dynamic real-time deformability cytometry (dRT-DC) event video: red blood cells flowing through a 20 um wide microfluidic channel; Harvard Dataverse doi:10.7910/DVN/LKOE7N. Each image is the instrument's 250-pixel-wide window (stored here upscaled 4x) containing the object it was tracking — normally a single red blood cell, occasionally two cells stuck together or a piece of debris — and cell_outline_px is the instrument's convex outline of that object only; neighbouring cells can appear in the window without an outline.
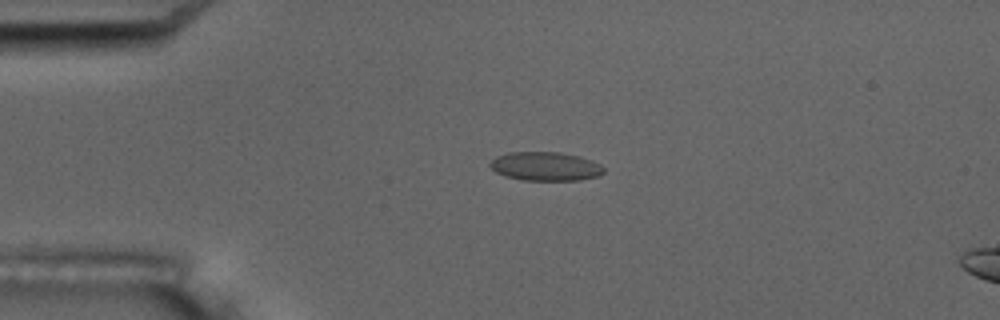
{"species": "common noctule bat (a hibernating species)", "species_latin": "Nyctalus noctula", "temperature_condition": "room temperature", "stored_images_in_passage": 4, "camera_frame_rate_fps": 3000, "um_per_image_px": 0.085, "animal": {"sex": "male", "body_mass_g": 17.5, "forearm_length_mm": 52.3}, "frame": {"image": 1, "passage_image": 2, "time_ms": 1.333, "image_size_px": [1000, 320], "cell_outline_px": [[604, 172], [596, 176], [580, 180], [524, 180], [504, 176], [496, 172], [488, 164], [496, 156], [508, 152], [560, 152], [580, 156], [592, 160], [600, 164], [604, 168]], "centroid_in_image_um": [46.35, 14.13], "position_along_channel_um": 38.6, "area_um2": 19.13}}